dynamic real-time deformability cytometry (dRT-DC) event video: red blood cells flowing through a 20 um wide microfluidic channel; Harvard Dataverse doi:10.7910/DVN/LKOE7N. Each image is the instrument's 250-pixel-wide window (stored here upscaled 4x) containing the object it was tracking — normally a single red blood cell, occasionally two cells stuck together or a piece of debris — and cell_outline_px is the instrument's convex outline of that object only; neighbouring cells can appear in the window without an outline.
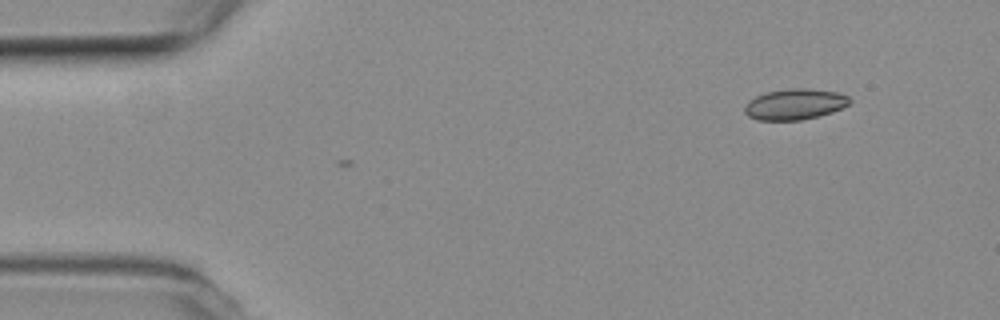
{"species": "common noctule bat (a hibernating species)", "species_latin": "Nyctalus noctula", "temperature_condition": "room temperature", "stored_images_in_passage": 3, "camera_frame_rate_fps": 3000, "um_per_image_px": 0.085, "animal": {"sex": "female", "body_mass_g": 19.3, "forearm_length_mm": 54.1}, "frame": {"image": 1, "passage_image": 3, "time_ms": 0.667, "image_size_px": [1000, 320], "cell_outline_px": [[852, 100], [848, 104], [832, 112], [800, 120], [760, 120], [748, 116], [744, 112], [744, 104], [748, 100], [756, 96], [768, 92], [788, 88], [808, 88], [836, 92], [848, 96]], "centroid_in_image_um": [67.53, 8.85], "position_along_channel_um": 17.5, "area_um2": 18.79}}